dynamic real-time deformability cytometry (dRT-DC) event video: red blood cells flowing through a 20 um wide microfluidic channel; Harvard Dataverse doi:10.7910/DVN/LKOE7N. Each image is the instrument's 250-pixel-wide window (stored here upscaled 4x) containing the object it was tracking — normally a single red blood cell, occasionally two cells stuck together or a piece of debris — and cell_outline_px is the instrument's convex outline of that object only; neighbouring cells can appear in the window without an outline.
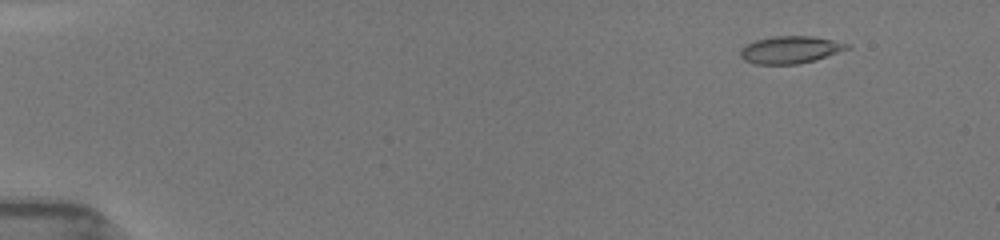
{"species": "common noctule bat (a hibernating species)", "species_latin": "Nyctalus noctula", "temperature_condition": "room temperature", "stored_images_in_passage": 53, "camera_frame_rate_fps": 3000, "um_per_image_px": 0.085, "animal": {"sex": "female", "body_mass_g": 19.5, "forearm_length_mm": 54.1}, "frame": {"image": 1, "passage_image": 6, "time_ms": 1.667, "image_size_px": [1000, 240], "cell_outline_px": [[852, 48], [816, 60], [796, 64], [756, 64], [744, 60], [740, 56], [740, 48], [756, 40], [776, 36], [812, 36], [852, 44]], "centroid_in_image_um": [67.22, 4.23], "position_along_channel_um": 17.8, "area_um2": 17.05}}
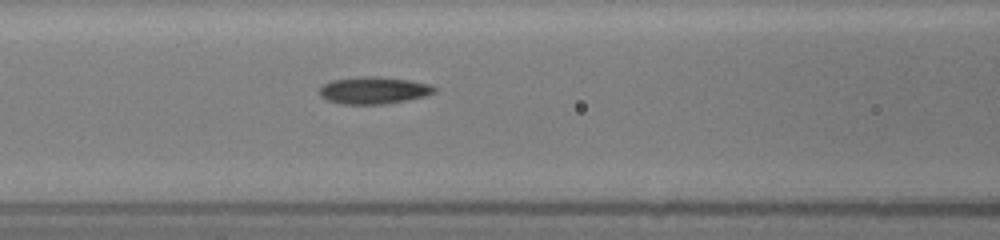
{"frame": {"image": 2, "passage_image": 24, "time_ms": 7.667, "image_size_px": [1000, 240], "cell_outline_px": [[436, 92], [424, 96], [384, 104], [340, 104], [328, 100], [320, 96], [320, 88], [324, 84], [332, 80], [364, 76], [376, 76], [408, 80], [428, 84], [436, 88]], "centroid_in_image_um": [31.74, 7.68], "position_along_channel_um": 134.9, "area_um2": 17.92}}
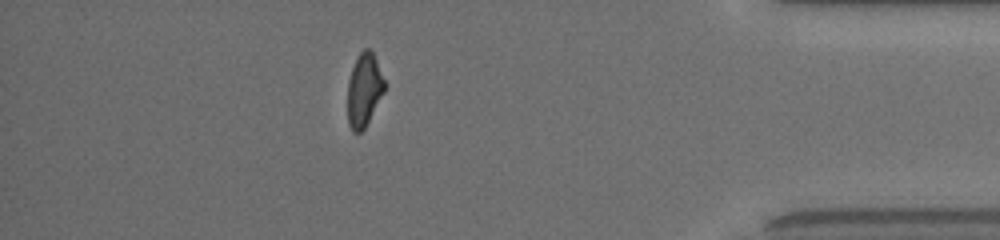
{"frame": {"image": 3, "passage_image": 47, "time_ms": 15.333, "image_size_px": [1000, 240], "cell_outline_px": [[384, 92], [364, 128], [360, 132], [352, 132], [348, 124], [348, 80], [352, 68], [360, 52], [364, 48], [368, 48], [372, 52], [376, 60], [384, 80]], "centroid_in_image_um": [30.93, 7.65], "position_along_channel_um": 404.3, "area_um2": 15.43}, "authors_computed_cell_mechanics": {"area_um2": 17.051, "velocity_mm_per_s": 3.9752, "shape_relaxation_time_tau1_ms": 8.2185, "shape_relaxation_time_tau2_ms": 2.6879, "deformation_change_tau1": 0.2171, "deformation_change_tau2": 0.1043}}